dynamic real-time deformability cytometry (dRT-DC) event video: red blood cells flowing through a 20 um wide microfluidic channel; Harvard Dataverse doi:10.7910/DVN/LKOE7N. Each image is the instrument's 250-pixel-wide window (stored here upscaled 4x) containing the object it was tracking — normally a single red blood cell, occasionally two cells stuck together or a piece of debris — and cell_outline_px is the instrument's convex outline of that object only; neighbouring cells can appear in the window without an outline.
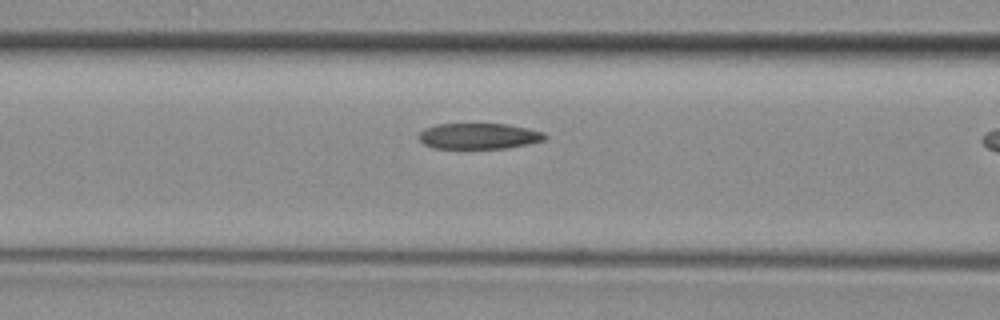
{"species": "common noctule bat (a hibernating species)", "species_latin": "Nyctalus noctula", "temperature_condition": "room temperature", "stored_images_in_passage": 8, "camera_frame_rate_fps": 3000, "um_per_image_px": 0.085, "animal": {"sex": "female", "body_mass_g": 29.2, "forearm_length_mm": 56.3}, "frame": {"image": 1, "passage_image": 7, "time_ms": 2.0, "image_size_px": [1000, 320], "cell_outline_px": [[548, 136], [544, 140], [528, 144], [504, 148], [432, 148], [424, 144], [420, 140], [420, 132], [424, 128], [440, 124], [508, 124], [528, 128], [544, 132]], "centroid_in_image_um": [40.73, 11.56], "position_along_channel_um": 125.9, "area_um2": 18.9}}